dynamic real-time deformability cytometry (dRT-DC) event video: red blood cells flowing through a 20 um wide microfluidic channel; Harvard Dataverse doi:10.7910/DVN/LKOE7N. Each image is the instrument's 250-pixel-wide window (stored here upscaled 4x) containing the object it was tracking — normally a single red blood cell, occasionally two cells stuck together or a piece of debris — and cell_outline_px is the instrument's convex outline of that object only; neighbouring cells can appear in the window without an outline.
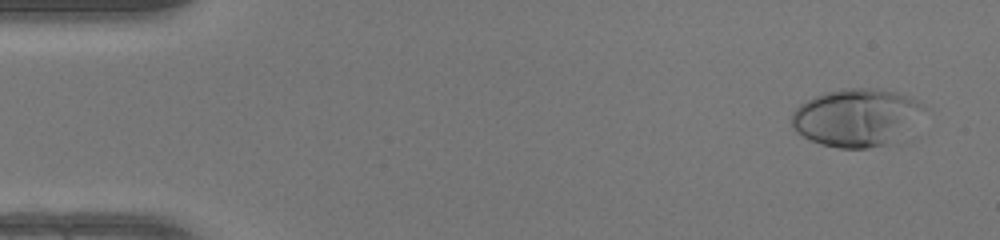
{"species": "human", "species_latin": "Homo sapiens", "temperature_condition": "warm", "stored_images_in_passage": 48, "camera_frame_rate_fps": 3000, "um_per_image_px": 0.085, "donor": {"sex": "female"}, "frame": {"image": 1, "passage_image": 1, "time_ms": 0.0, "image_size_px": [1000, 240], "cell_outline_px": [[924, 108], [884, 144], [868, 148], [840, 148], [820, 144], [804, 136], [792, 128], [792, 112], [800, 104], [824, 92], [840, 88], [876, 88], [896, 92], [908, 96], [924, 104]], "centroid_in_image_um": [72.64, 9.94], "position_along_channel_um": 12.4, "area_um2": 42.71}}
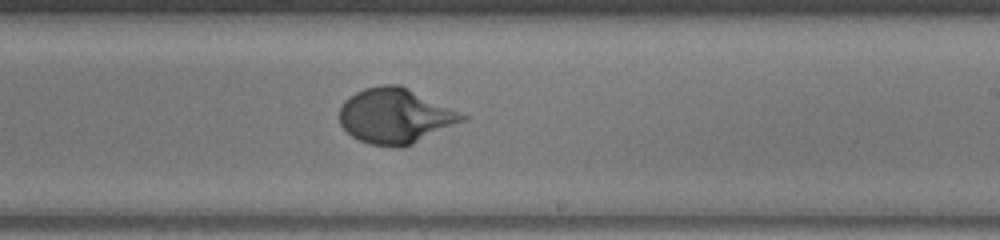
{"frame": {"image": 2, "passage_image": 28, "time_ms": 9.0, "image_size_px": [1000, 240], "cell_outline_px": [[468, 116], [464, 120], [404, 148], [392, 148], [368, 144], [352, 136], [340, 124], [340, 104], [348, 96], [364, 88], [380, 84], [400, 84]], "centroid_in_image_um": [33.55, 9.86], "position_along_channel_um": 255.5, "area_um2": 39.48}}
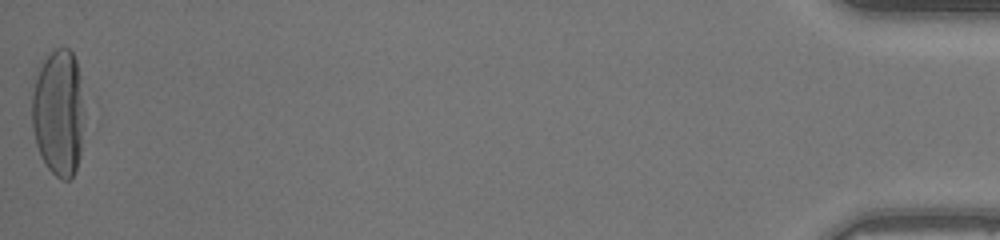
{"frame": {"image": 3, "passage_image": 48, "time_ms": 15.667, "image_size_px": [1000, 240], "cell_outline_px": [[80, 156], [76, 168], [72, 176], [68, 180], [60, 180], [48, 168], [40, 156], [36, 144], [32, 128], [32, 96], [36, 76], [40, 60], [56, 48], [68, 48], [72, 52], [76, 60], [80, 76]], "centroid_in_image_um": [4.91, 9.55], "position_along_channel_um": 430.3, "area_um2": 38.03}, "authors_computed_cell_mechanics": {"area_um2": 37.8301, "velocity_mm_per_s": 4.1433, "shape_relaxation_time_tau1_ms": 3.5852, "shape_relaxation_time_tau2_ms": null, "deformation_change_tau1": 0.2401, "deformation_change_tau2": null}}